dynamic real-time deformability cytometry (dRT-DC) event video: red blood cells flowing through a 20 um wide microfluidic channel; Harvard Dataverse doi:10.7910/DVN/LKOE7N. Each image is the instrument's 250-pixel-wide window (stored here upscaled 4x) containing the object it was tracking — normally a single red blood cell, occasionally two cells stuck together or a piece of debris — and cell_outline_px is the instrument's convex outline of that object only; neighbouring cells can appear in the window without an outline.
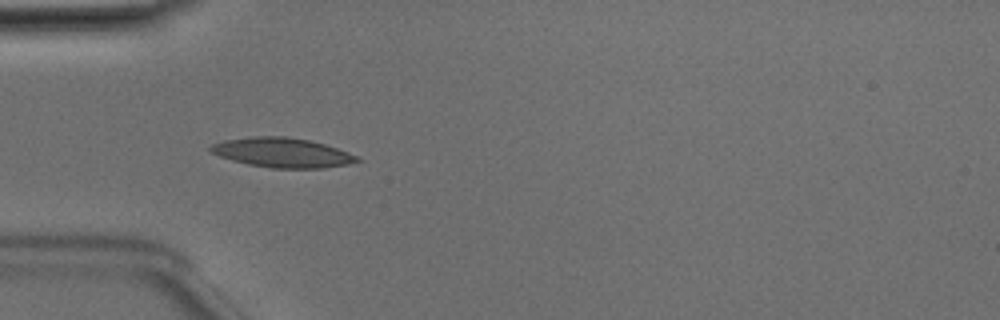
{"species": "Egyptian fruit bat (a non-hibernating species)", "species_latin": "Rousettus aegyptiacus", "temperature_condition": "room temperature", "stored_images_in_passage": 40, "camera_frame_rate_fps": 3000, "um_per_image_px": 0.085, "animal": {"sex": "male"}, "frame": {"image": 1, "passage_image": 10, "time_ms": 3.0, "image_size_px": [1000, 320], "cell_outline_px": [[360, 160], [348, 164], [324, 168], [272, 168], [248, 164], [232, 160], [208, 152], [208, 148], [212, 144], [224, 140], [252, 136], [288, 136], [308, 140], [324, 144], [348, 152], [356, 156]], "centroid_in_image_um": [23.94, 12.97], "position_along_channel_um": 61.1, "area_um2": 25.2}}
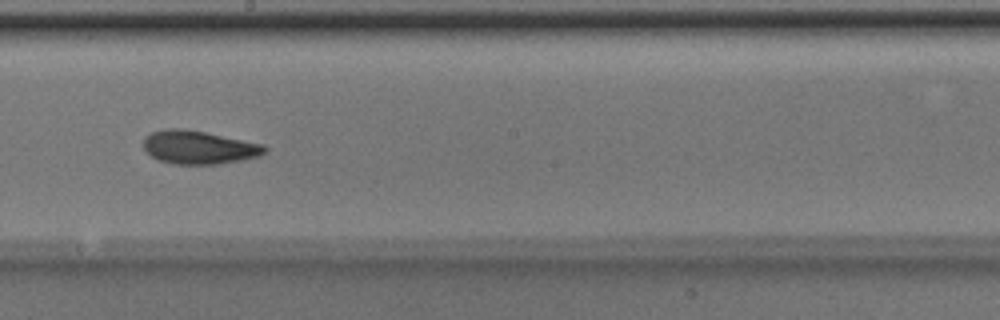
{"frame": {"image": 2, "passage_image": 23, "time_ms": 7.333, "image_size_px": [1000, 320], "cell_outline_px": [[268, 152], [260, 156], [240, 160], [216, 164], [172, 164], [156, 160], [144, 148], [144, 136], [152, 132], [168, 128], [180, 128], [204, 132], [264, 144], [268, 148]], "centroid_in_image_um": [16.91, 12.53], "position_along_channel_um": 231.3, "area_um2": 23.58}}
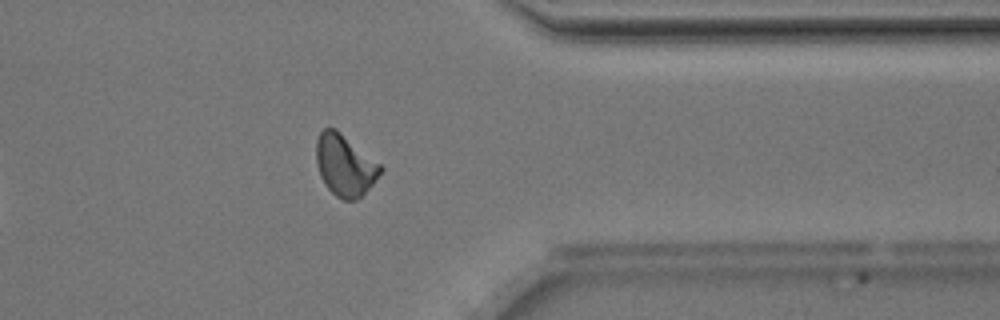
{"frame": {"image": 3, "passage_image": 35, "time_ms": 11.333, "image_size_px": [1000, 320], "cell_outline_px": [[384, 168], [372, 184], [356, 200], [344, 200], [336, 196], [324, 184], [320, 176], [316, 164], [316, 140], [320, 132], [324, 128], [336, 128], [380, 164]], "centroid_in_image_um": [29.28, 14.03], "position_along_channel_um": 382.1, "area_um2": 22.83}, "authors_computed_cell_mechanics": {"area_um2": 22.8021, "velocity_mm_per_s": 3.989, "shape_relaxation_time_tau1_ms": 4.3048, "shape_relaxation_time_tau2_ms": 3.166, "deformation_change_tau1": 0.1365, "deformation_change_tau2": 0.0796}}